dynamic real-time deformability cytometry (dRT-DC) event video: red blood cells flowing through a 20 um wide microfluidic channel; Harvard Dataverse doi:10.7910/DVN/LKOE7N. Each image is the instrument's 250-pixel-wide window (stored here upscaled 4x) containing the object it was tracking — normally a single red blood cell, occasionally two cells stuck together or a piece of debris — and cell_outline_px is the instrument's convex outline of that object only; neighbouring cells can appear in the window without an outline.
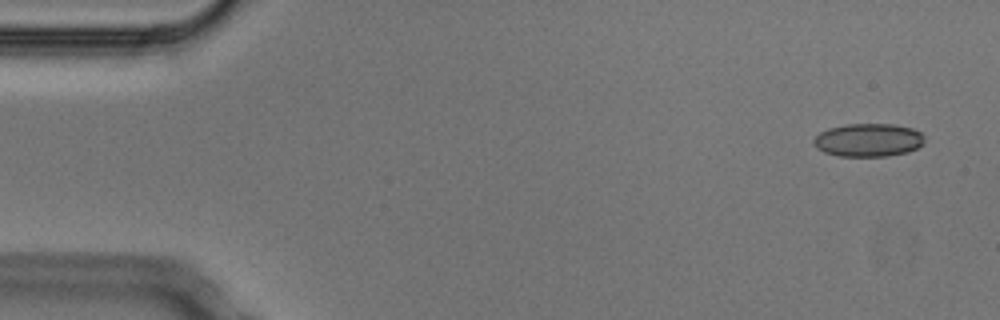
{"species": "Egyptian fruit bat (a non-hibernating species)", "species_latin": "Rousettus aegyptiacus", "temperature_condition": "cold", "stored_images_in_passage": 4, "camera_frame_rate_fps": 3000, "um_per_image_px": 0.085, "animal": {"sex": "male"}, "frame": {"image": 1, "passage_image": 1, "time_ms": 0.0, "image_size_px": [1000, 320], "cell_outline_px": [[924, 144], [908, 152], [888, 156], [840, 156], [824, 152], [816, 148], [812, 144], [812, 140], [820, 132], [828, 128], [844, 124], [892, 124], [912, 128], [920, 132], [924, 136]], "centroid_in_image_um": [73.79, 11.9], "position_along_channel_um": 11.2, "area_um2": 21.62}}
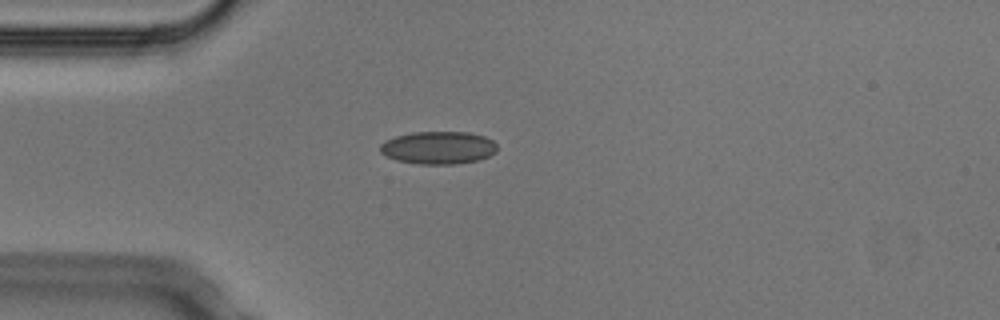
{"frame": {"image": 2, "passage_image": 4, "time_ms": 1.0, "image_size_px": [1000, 320], "cell_outline_px": [[496, 152], [480, 160], [456, 164], [420, 164], [396, 160], [384, 156], [380, 152], [380, 144], [384, 140], [396, 136], [412, 132], [468, 132], [484, 136], [492, 140], [496, 144]], "centroid_in_image_um": [37.23, 12.56], "position_along_channel_um": 47.8, "area_um2": 22.48}}